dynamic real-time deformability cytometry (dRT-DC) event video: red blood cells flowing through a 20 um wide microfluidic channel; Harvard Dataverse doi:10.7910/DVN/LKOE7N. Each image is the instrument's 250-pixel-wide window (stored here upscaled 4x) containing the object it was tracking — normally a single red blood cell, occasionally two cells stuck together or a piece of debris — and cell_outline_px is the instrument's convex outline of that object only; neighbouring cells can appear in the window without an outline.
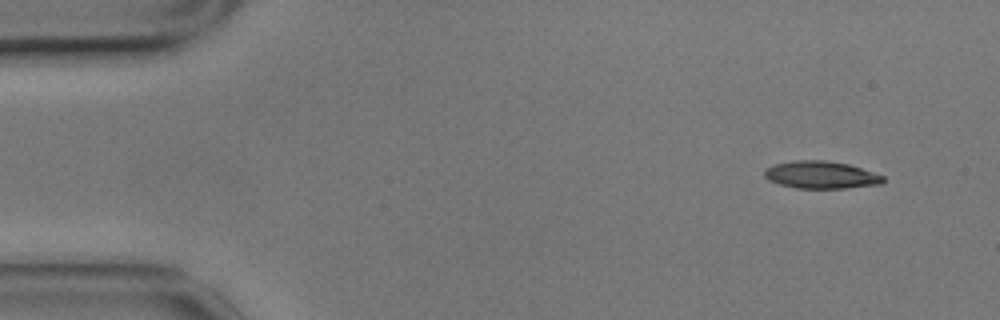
{"species": "common noctule bat (a hibernating species)", "species_latin": "Nyctalus noctula", "temperature_condition": "cold", "stored_images_in_passage": 53, "camera_frame_rate_fps": 3000, "um_per_image_px": 0.085, "animal": {"sex": "male", "body_mass_g": 17.9}, "frame": {"image": 1, "passage_image": 1, "time_ms": 0.0, "image_size_px": [1000, 320], "cell_outline_px": [[884, 180], [880, 184], [844, 188], [796, 188], [780, 184], [768, 180], [764, 176], [764, 168], [776, 164], [792, 160], [824, 160], [848, 164], [884, 176]], "centroid_in_image_um": [69.74, 14.86], "position_along_channel_um": 15.3, "area_um2": 18.84}}
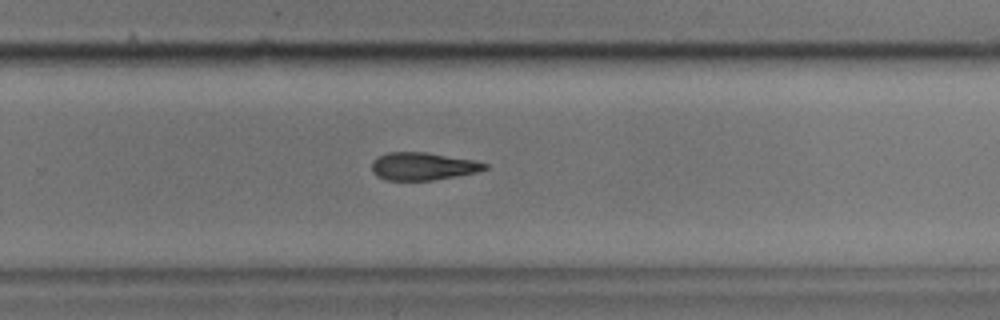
{"frame": {"image": 2, "passage_image": 33, "time_ms": 10.667, "image_size_px": [1000, 320], "cell_outline_px": [[488, 168], [476, 172], [456, 176], [432, 180], [384, 180], [376, 176], [372, 172], [372, 160], [388, 152], [424, 152], [476, 160], [488, 164]], "centroid_in_image_um": [35.93, 14.13], "position_along_channel_um": 293.9, "area_um2": 18.26}}
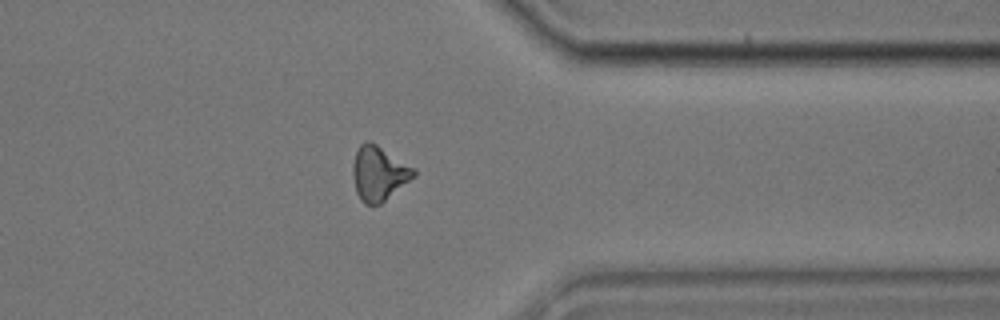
{"frame": {"image": 3, "passage_image": 41, "time_ms": 13.333, "image_size_px": [1000, 320], "cell_outline_px": [[416, 176], [380, 204], [364, 204], [360, 200], [356, 192], [352, 176], [352, 164], [356, 152], [360, 144], [368, 140], [376, 144], [416, 168]], "centroid_in_image_um": [32.2, 14.73], "position_along_channel_um": 379.2, "area_um2": 19.48}, "authors_computed_cell_mechanics": {"area_um2": 19.1896, "velocity_mm_per_s": 3.5092, "shape_relaxation_time_tau1_ms": 9.6594, "shape_relaxation_time_tau2_ms": null, "deformation_change_tau1": 0.2115, "deformation_change_tau2": null}}